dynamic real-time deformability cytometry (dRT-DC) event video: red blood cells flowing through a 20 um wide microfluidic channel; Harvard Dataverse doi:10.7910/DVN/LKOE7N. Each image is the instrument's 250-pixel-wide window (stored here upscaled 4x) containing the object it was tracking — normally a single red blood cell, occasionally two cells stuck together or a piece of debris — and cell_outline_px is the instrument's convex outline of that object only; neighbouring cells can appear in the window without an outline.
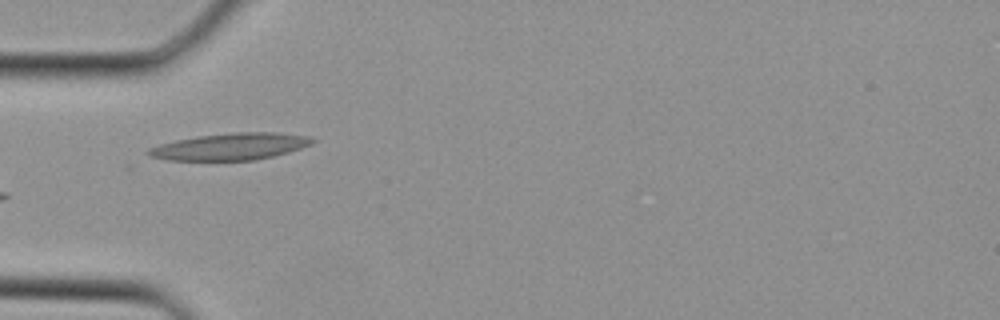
{"species": "Egyptian fruit bat (a non-hibernating species)", "species_latin": "Rousettus aegyptiacus", "temperature_condition": "cold", "stored_images_in_passage": 12, "camera_frame_rate_fps": 3000, "um_per_image_px": 0.085, "animal": {"sex": "female"}, "frame": {"image": 1, "passage_image": 1, "time_ms": 0.0, "image_size_px": [1000, 320], "cell_outline_px": [[316, 140], [312, 144], [288, 152], [256, 160], [168, 160], [148, 156], [144, 152], [148, 148], [160, 144], [176, 140], [200, 136], [236, 132], [276, 132], [308, 136]], "centroid_in_image_um": [19.56, 12.46], "position_along_channel_um": 65.4, "area_um2": 25.55}}